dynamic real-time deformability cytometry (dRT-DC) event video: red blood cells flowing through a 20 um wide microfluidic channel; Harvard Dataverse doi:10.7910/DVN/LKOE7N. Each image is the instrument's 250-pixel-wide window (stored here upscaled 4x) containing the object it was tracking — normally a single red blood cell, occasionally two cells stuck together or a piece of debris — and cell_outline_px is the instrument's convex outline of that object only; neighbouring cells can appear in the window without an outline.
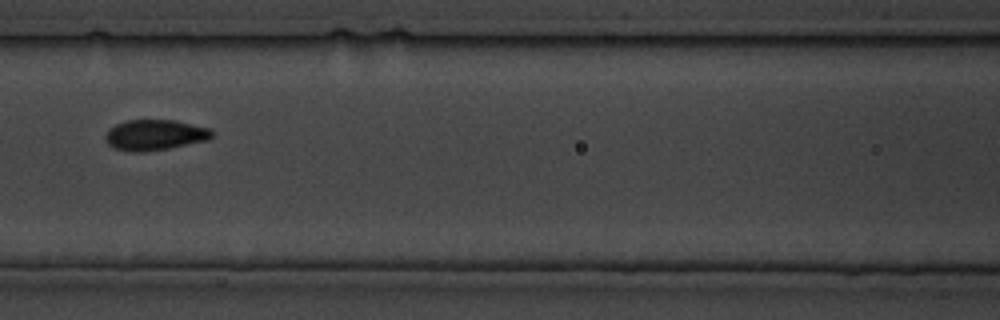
{"species": "common noctule bat (a hibernating species)", "species_latin": "Nyctalus noctula", "temperature_condition": "cold", "stored_images_in_passage": 11, "camera_frame_rate_fps": 3000, "um_per_image_px": 0.085, "animal": {"sex": "male", "body_mass_g": 19.5, "forearm_length_mm": 54.6}, "frame": {"image": 1, "passage_image": 7, "time_ms": 7.667, "image_size_px": [1000, 320], "cell_outline_px": [[216, 132], [208, 140], [168, 148], [136, 152], [132, 152], [112, 148], [108, 144], [104, 136], [108, 128], [116, 124], [128, 120], [176, 120], [212, 128]], "centroid_in_image_um": [13.18, 11.46], "position_along_channel_um": 153.4, "area_um2": 19.19}}
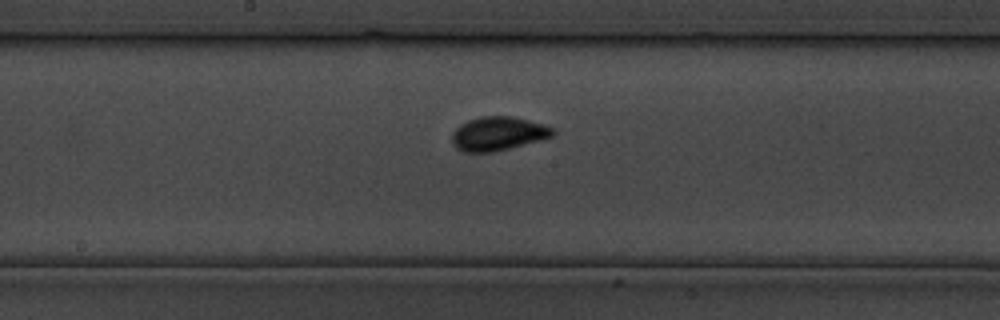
{"frame": {"image": 2, "passage_image": 10, "time_ms": 11.0, "image_size_px": [1000, 320], "cell_outline_px": [[556, 132], [552, 136], [540, 140], [492, 152], [464, 152], [456, 148], [452, 144], [452, 132], [460, 124], [468, 120], [484, 116], [512, 116], [528, 120], [552, 128]], "centroid_in_image_um": [42.29, 11.36], "position_along_channel_um": 205.9, "area_um2": 19.65}}